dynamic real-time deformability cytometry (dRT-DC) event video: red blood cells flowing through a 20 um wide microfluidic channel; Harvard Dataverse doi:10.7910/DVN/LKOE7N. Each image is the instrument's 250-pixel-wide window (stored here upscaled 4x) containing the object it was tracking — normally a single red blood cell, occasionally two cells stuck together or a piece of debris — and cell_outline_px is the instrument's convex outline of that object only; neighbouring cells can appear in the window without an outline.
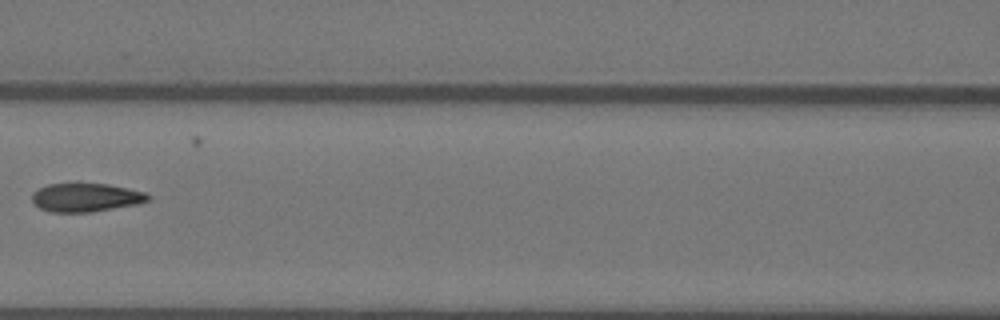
{"species": "Egyptian fruit bat (a non-hibernating species)", "species_latin": "Rousettus aegyptiacus", "temperature_condition": "warm", "stored_images_in_passage": 7, "camera_frame_rate_fps": 3000, "um_per_image_px": 0.085, "animal": {"sex": "female"}, "frame": {"image": 1, "passage_image": 6, "time_ms": 1.667, "image_size_px": [1000, 320], "cell_outline_px": [[152, 196], [148, 200], [136, 204], [92, 212], [52, 212], [40, 208], [32, 200], [32, 192], [48, 184], [108, 184], [128, 188], [144, 192]], "centroid_in_image_um": [7.3, 16.79], "position_along_channel_um": 159.3, "area_um2": 19.07}}